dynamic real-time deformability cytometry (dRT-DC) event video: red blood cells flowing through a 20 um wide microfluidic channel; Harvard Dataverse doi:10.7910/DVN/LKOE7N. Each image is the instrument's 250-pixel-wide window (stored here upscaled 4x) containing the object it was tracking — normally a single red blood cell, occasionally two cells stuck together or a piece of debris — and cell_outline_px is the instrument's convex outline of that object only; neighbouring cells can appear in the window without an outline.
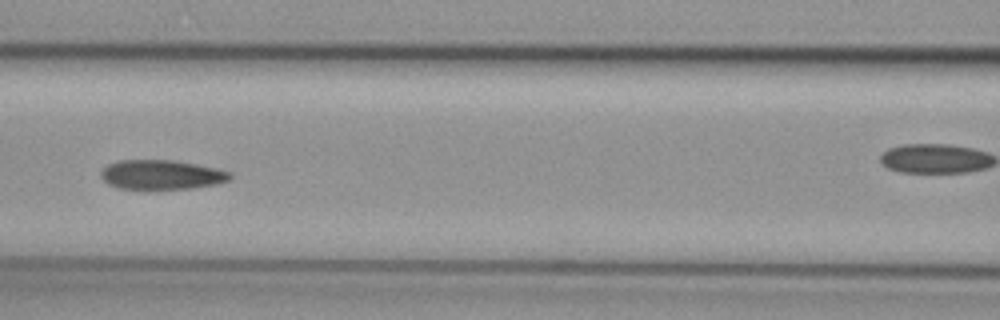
{"species": "common noctule bat (a hibernating species)", "species_latin": "Nyctalus noctula", "temperature_condition": "cold", "stored_images_in_passage": 5, "segment_of_instrument_passage": [1, 2], "camera_frame_rate_fps": 3000, "um_per_image_px": 0.085, "animal": {"sex": "female", "body_mass_g": 29.2, "forearm_length_mm": 56.3}, "frame": {"image": 1, "passage_image": 4, "time_ms": 1.0, "image_size_px": [1000, 320], "cell_outline_px": [[232, 180], [216, 184], [192, 188], [148, 192], [144, 192], [120, 188], [108, 184], [100, 176], [100, 172], [108, 164], [120, 160], [172, 160], [196, 164], [216, 168], [228, 172], [232, 176]], "centroid_in_image_um": [13.7, 14.9], "position_along_channel_um": 152.9, "area_um2": 23.0}}